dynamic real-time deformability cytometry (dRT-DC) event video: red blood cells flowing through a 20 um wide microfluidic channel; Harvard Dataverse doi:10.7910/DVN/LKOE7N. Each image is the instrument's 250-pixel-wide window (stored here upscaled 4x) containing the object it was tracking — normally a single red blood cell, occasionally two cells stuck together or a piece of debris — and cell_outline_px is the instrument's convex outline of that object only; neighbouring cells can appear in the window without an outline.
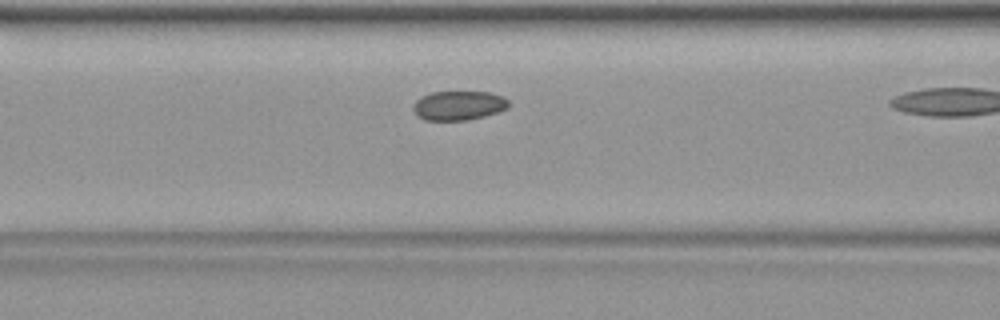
{"species": "common noctule bat (a hibernating species)", "species_latin": "Nyctalus noctula", "temperature_condition": "warm", "stored_images_in_passage": 17, "camera_frame_rate_fps": 3000, "um_per_image_px": 0.085, "animal": {"sex": "female", "body_mass_g": 19.9}, "frame": {"image": 1, "passage_image": 8, "time_ms": 2.333, "image_size_px": [1000, 320], "cell_outline_px": [[508, 108], [484, 116], [468, 120], [424, 120], [416, 116], [412, 108], [412, 104], [420, 96], [432, 92], [492, 92], [504, 96], [508, 100]], "centroid_in_image_um": [38.95, 8.96], "position_along_channel_um": 127.7, "area_um2": 16.47}}